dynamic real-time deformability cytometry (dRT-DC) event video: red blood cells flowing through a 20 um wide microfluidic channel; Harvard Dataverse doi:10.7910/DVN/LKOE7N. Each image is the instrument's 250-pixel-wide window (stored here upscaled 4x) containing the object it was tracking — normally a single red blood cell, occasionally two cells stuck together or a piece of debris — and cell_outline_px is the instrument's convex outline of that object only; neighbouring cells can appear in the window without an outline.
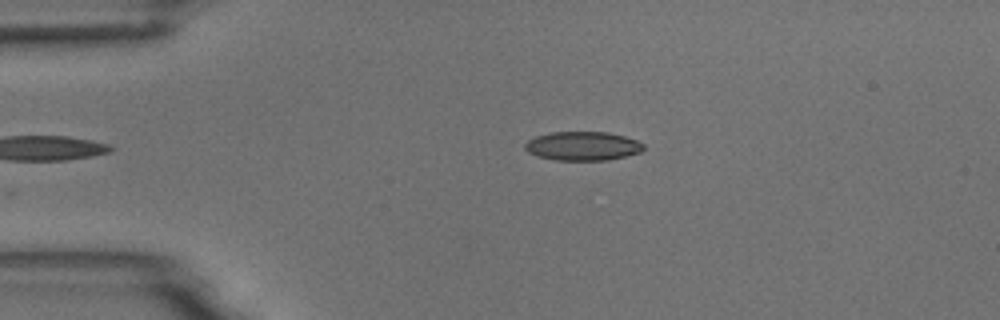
{"species": "common noctule bat (a hibernating species)", "species_latin": "Nyctalus noctula", "temperature_condition": "room temperature", "stored_images_in_passage": 35, "camera_frame_rate_fps": 3000, "um_per_image_px": 0.085, "animal": {"sex": "male", "body_mass_g": 18.8}, "frame": {"image": 1, "passage_image": 1, "time_ms": 0.0, "image_size_px": [1000, 320], "cell_outline_px": [[644, 148], [640, 152], [608, 160], [556, 160], [536, 156], [528, 152], [524, 148], [524, 144], [528, 140], [536, 136], [552, 132], [608, 132], [624, 136], [636, 140], [644, 144]], "centroid_in_image_um": [49.5, 12.41], "position_along_channel_um": 35.5, "area_um2": 19.94}}
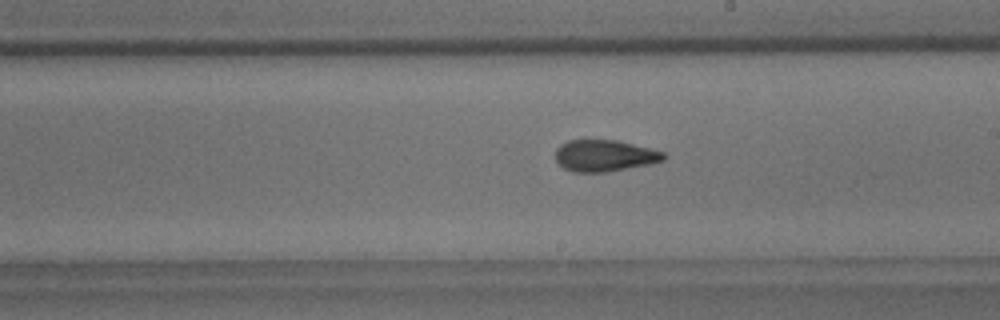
{"frame": {"image": 2, "passage_image": 20, "time_ms": 6.333, "image_size_px": [1000, 320], "cell_outline_px": [[668, 156], [664, 160], [652, 164], [608, 172], [572, 172], [564, 168], [556, 160], [556, 148], [560, 144], [568, 140], [616, 140], [664, 152]], "centroid_in_image_um": [51.4, 13.24], "position_along_channel_um": 237.6, "area_um2": 20.0}}
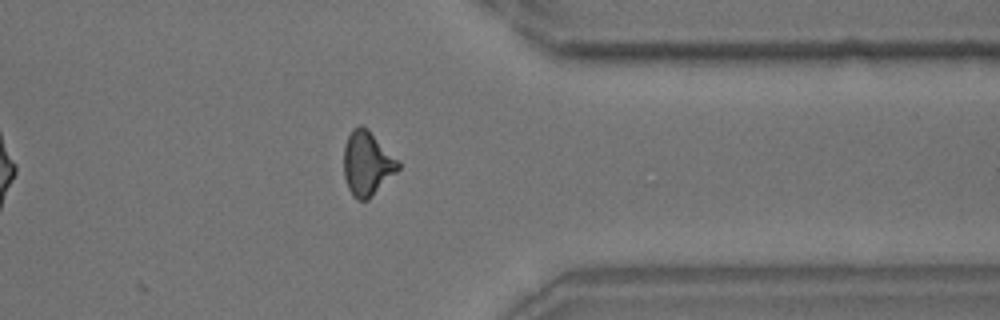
{"frame": {"image": 3, "passage_image": 32, "time_ms": 10.333, "image_size_px": [1000, 320], "cell_outline_px": [[400, 168], [368, 200], [356, 200], [352, 196], [348, 188], [344, 176], [344, 144], [352, 128], [360, 124], [368, 128], [400, 160]], "centroid_in_image_um": [31.21, 13.87], "position_along_channel_um": 380.2, "area_um2": 20.69}, "authors_computed_cell_mechanics": {"area_um2": 20.0566, "velocity_mm_per_s": 3.7701, "shape_relaxation_time_tau1_ms": 10.311, "shape_relaxation_time_tau2_ms": 2.3899, "deformation_change_tau1": 0.2255, "deformation_change_tau2": 0.1051}}